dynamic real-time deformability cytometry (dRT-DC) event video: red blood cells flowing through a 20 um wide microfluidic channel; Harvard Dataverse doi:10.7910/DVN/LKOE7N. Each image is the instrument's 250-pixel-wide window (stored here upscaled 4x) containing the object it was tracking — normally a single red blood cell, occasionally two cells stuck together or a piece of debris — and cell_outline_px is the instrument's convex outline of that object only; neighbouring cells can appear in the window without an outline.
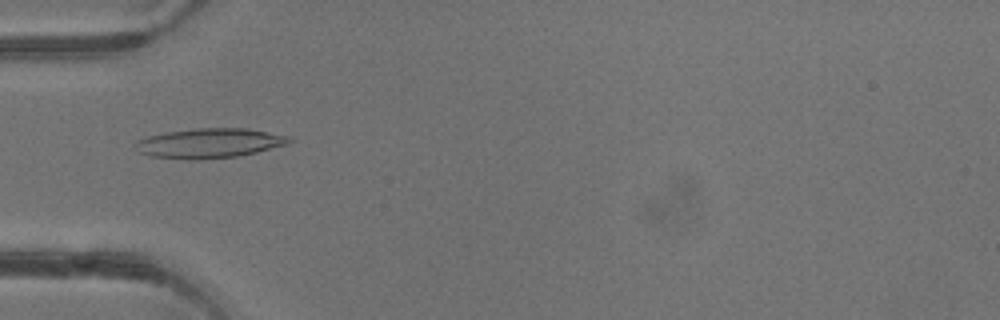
{"species": "common noctule bat (a hibernating species)", "species_latin": "Nyctalus noctula", "temperature_condition": "warm", "stored_images_in_passage": 4, "camera_frame_rate_fps": 3000, "um_per_image_px": 0.085, "animal": {"sex": "male", "body_mass_g": 13.3}, "frame": {"image": 1, "passage_image": 4, "time_ms": 3.333, "image_size_px": [1000, 320], "cell_outline_px": [[292, 140], [288, 144], [256, 152], [236, 156], [196, 160], [188, 160], [148, 156], [140, 152], [136, 144], [136, 140], [148, 136], [168, 132], [196, 128], [248, 128], [292, 136]], "centroid_in_image_um": [17.84, 12.17], "position_along_channel_um": 67.2, "area_um2": 26.65}}